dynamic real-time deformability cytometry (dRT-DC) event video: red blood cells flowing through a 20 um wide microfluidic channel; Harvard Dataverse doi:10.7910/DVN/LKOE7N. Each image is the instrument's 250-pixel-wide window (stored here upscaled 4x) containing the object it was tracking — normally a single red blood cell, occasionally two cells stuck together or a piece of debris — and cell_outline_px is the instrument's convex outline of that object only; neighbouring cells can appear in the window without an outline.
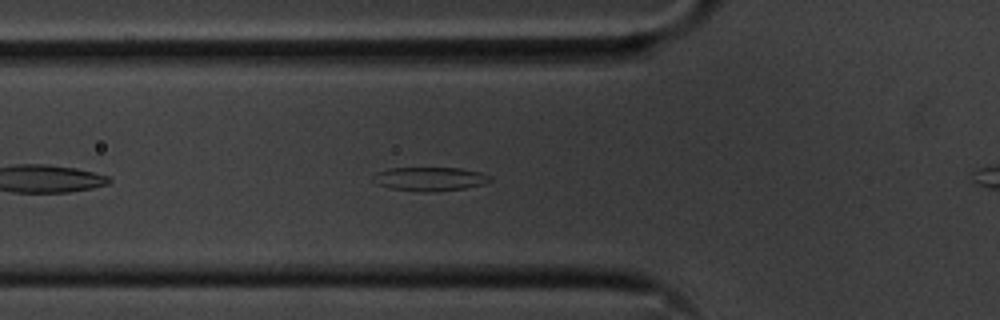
{"species": "common noctule bat (a hibernating species)", "species_latin": "Nyctalus noctula", "temperature_condition": "cold", "stored_images_in_passage": 39, "camera_frame_rate_fps": 3000, "um_per_image_px": 0.085, "animal": {"sex": "male", "body_mass_g": 20.1, "forearm_length_mm": 53.5}, "frame": {"image": 1, "passage_image": 2, "time_ms": 0.333, "image_size_px": [1000, 320], "cell_outline_px": [[492, 180], [484, 184], [464, 188], [436, 192], [420, 192], [392, 188], [376, 184], [372, 180], [372, 176], [376, 172], [388, 168], [460, 168], [480, 172], [488, 176]], "centroid_in_image_um": [36.49, 15.21], "position_along_channel_um": 89.3, "area_um2": 16.3}}
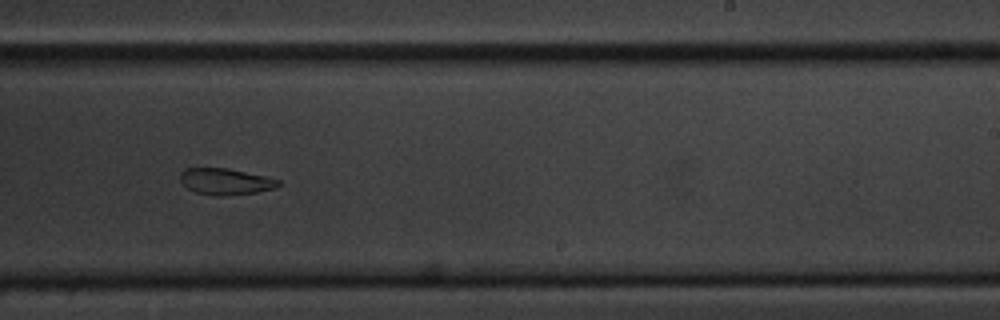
{"frame": {"image": 2, "passage_image": 17, "time_ms": 5.333, "image_size_px": [1000, 320], "cell_outline_px": [[280, 184], [276, 188], [256, 192], [216, 196], [212, 196], [196, 192], [188, 188], [180, 180], [180, 172], [184, 168], [228, 168], [264, 176], [280, 180]], "centroid_in_image_um": [19.15, 15.42], "position_along_channel_um": 269.9, "area_um2": 14.97}}
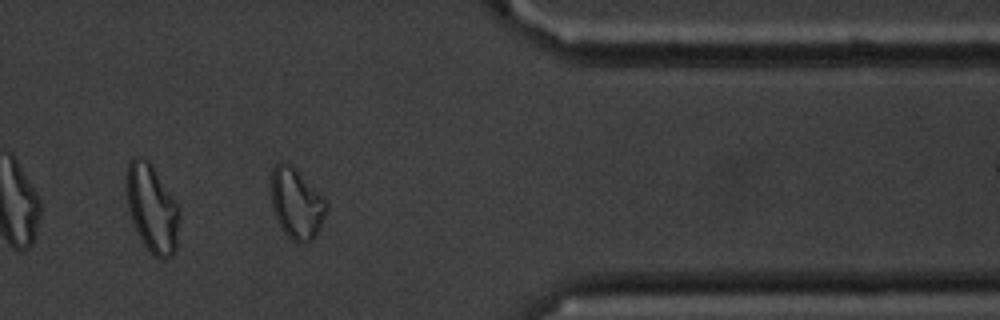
{"frame": {"image": 3, "passage_image": 28, "time_ms": 9.0, "image_size_px": [1000, 320], "cell_outline_px": [[328, 208], [320, 228], [312, 240], [304, 244], [296, 244], [284, 232], [272, 208], [272, 168], [280, 160], [284, 160], [328, 204]], "centroid_in_image_um": [25.19, 17.37], "position_along_channel_um": 386.2, "area_um2": 21.96}}